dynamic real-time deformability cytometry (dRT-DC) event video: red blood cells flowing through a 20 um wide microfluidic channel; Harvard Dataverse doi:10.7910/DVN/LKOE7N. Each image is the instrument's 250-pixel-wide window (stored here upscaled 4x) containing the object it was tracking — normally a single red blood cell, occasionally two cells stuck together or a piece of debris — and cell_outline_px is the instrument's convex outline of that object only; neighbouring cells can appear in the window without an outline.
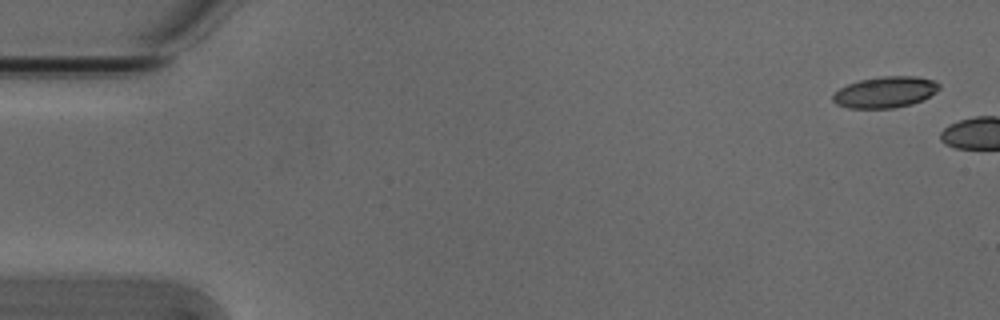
{"species": "Egyptian fruit bat (a non-hibernating species)", "species_latin": "Rousettus aegyptiacus", "temperature_condition": "cold", "stored_images_in_passage": 4, "camera_frame_rate_fps": 3000, "um_per_image_px": 0.085, "animal": {"sex": "male"}, "frame": {"image": 1, "passage_image": 1, "time_ms": 0.0, "image_size_px": [1000, 320], "cell_outline_px": [[940, 88], [936, 92], [924, 100], [912, 104], [892, 108], [848, 108], [836, 104], [832, 100], [832, 96], [840, 88], [848, 84], [860, 80], [884, 76], [916, 76], [932, 80], [940, 84]], "centroid_in_image_um": [75.26, 7.84], "position_along_channel_um": 9.7, "area_um2": 19.31}}